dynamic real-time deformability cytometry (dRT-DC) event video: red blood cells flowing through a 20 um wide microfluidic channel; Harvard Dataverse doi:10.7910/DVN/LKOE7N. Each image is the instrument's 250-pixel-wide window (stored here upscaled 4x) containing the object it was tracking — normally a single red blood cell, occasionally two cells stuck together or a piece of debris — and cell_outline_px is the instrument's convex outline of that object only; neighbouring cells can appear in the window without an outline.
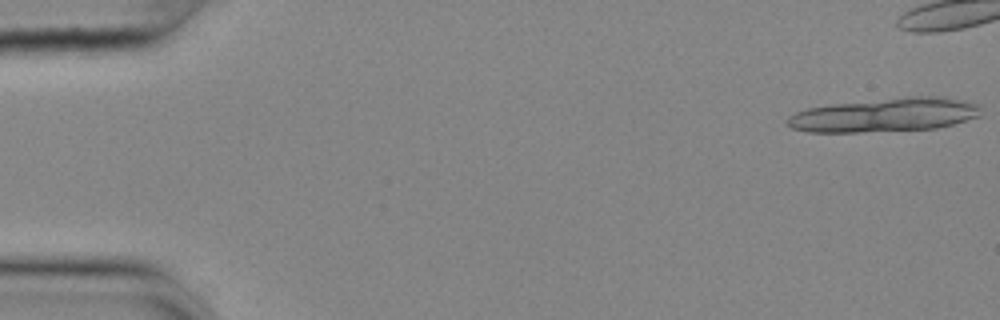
{"species": "common noctule bat (a hibernating species)", "species_latin": "Nyctalus noctula", "temperature_condition": "cold", "stored_images_in_passage": 20, "camera_frame_rate_fps": 3000, "um_per_image_px": 0.085, "animal": {"sex": "female", "body_mass_g": 25.1}, "frame": {"image": 1, "passage_image": 1, "time_ms": 0.0, "image_size_px": [1000, 320], "cell_outline_px": [[980, 116], [952, 124], [936, 128], [860, 132], [808, 132], [792, 128], [784, 124], [784, 120], [788, 116], [796, 112], [808, 108], [832, 104], [908, 96], [944, 96], [964, 100], [980, 104]], "centroid_in_image_um": [75.19, 9.76], "position_along_channel_um": 9.8, "area_um2": 38.38}}